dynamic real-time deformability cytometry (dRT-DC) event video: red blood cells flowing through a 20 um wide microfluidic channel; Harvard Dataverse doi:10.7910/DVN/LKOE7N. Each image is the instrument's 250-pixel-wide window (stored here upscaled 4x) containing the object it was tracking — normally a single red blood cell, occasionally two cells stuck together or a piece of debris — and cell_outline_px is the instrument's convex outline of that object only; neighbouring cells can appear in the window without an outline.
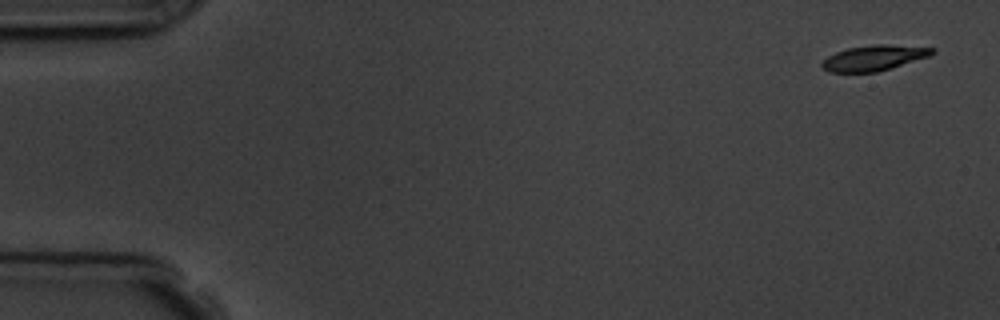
{"species": "common noctule bat (a hibernating species)", "species_latin": "Nyctalus noctula", "temperature_condition": "room temperature", "stored_images_in_passage": 4, "camera_frame_rate_fps": 3000, "um_per_image_px": 0.085, "animal": {"sex": "male", "body_mass_g": 19.5, "forearm_length_mm": 54.6}, "frame": {"image": 1, "passage_image": 1, "time_ms": 0.0, "image_size_px": [1000, 320], "cell_outline_px": [[936, 52], [928, 56], [892, 68], [876, 72], [828, 72], [820, 64], [828, 56], [836, 52], [848, 48], [876, 44], [884, 44], [936, 48]], "centroid_in_image_um": [74.29, 4.92], "position_along_channel_um": 10.7, "area_um2": 16.18}}